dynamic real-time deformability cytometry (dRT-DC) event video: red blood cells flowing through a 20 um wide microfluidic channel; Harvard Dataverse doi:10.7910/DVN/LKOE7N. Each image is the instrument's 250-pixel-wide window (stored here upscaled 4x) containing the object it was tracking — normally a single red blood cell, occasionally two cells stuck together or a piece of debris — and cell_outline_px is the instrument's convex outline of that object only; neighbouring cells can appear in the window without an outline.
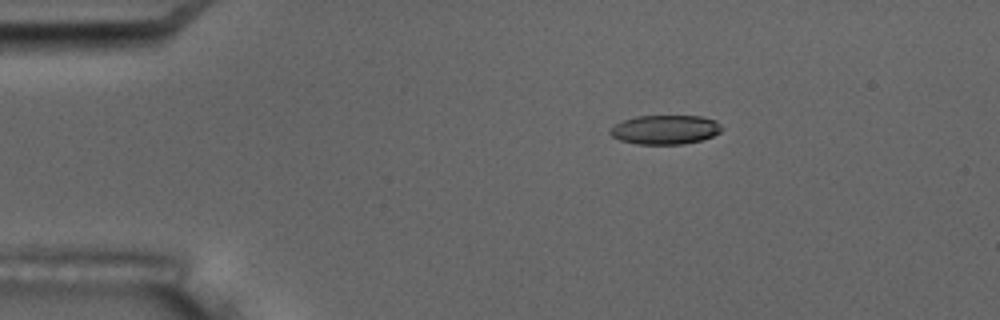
{"species": "common noctule bat (a hibernating species)", "species_latin": "Nyctalus noctula", "temperature_condition": "room temperature", "stored_images_in_passage": 5, "camera_frame_rate_fps": 3000, "um_per_image_px": 0.085, "animal": {"sex": "male", "body_mass_g": 17.5, "forearm_length_mm": 52.3}, "frame": {"image": 1, "passage_image": 3, "time_ms": 2.333, "image_size_px": [1000, 320], "cell_outline_px": [[724, 128], [720, 132], [712, 136], [700, 140], [684, 144], [636, 144], [620, 140], [612, 136], [608, 132], [616, 124], [624, 120], [636, 116], [700, 116], [716, 120]], "centroid_in_image_um": [56.56, 11.02], "position_along_channel_um": 28.4, "area_um2": 18.96}}